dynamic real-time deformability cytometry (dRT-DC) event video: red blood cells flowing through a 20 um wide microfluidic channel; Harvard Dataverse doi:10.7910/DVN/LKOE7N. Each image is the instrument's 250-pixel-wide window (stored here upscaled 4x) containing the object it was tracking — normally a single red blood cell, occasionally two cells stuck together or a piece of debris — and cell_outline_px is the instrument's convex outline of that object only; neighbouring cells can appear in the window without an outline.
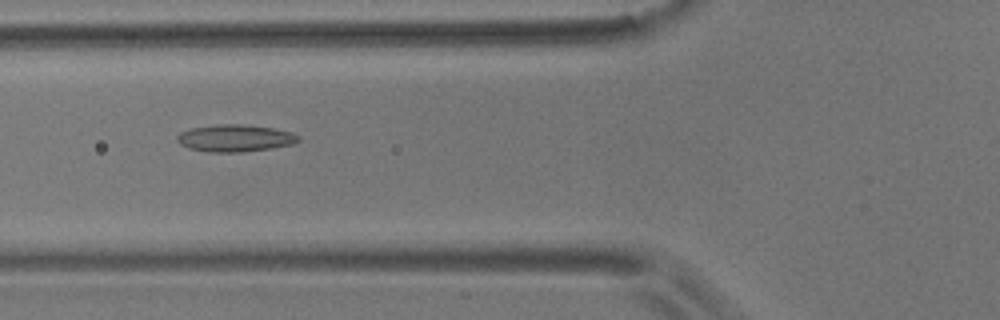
{"species": "common noctule bat (a hibernating species)", "species_latin": "Nyctalus noctula", "temperature_condition": "room temperature", "stored_images_in_passage": 6, "camera_frame_rate_fps": 3000, "um_per_image_px": 0.085, "animal": {"sex": "male", "body_mass_g": 17.9}, "frame": {"image": 1, "passage_image": 6, "time_ms": 1.667, "image_size_px": [1000, 320], "cell_outline_px": [[300, 140], [292, 144], [272, 148], [244, 152], [208, 152], [188, 148], [180, 144], [176, 140], [176, 136], [180, 132], [192, 128], [216, 124], [244, 124], [272, 128], [292, 132], [300, 136]], "centroid_in_image_um": [19.97, 11.74], "position_along_channel_um": 105.8, "area_um2": 19.31}}